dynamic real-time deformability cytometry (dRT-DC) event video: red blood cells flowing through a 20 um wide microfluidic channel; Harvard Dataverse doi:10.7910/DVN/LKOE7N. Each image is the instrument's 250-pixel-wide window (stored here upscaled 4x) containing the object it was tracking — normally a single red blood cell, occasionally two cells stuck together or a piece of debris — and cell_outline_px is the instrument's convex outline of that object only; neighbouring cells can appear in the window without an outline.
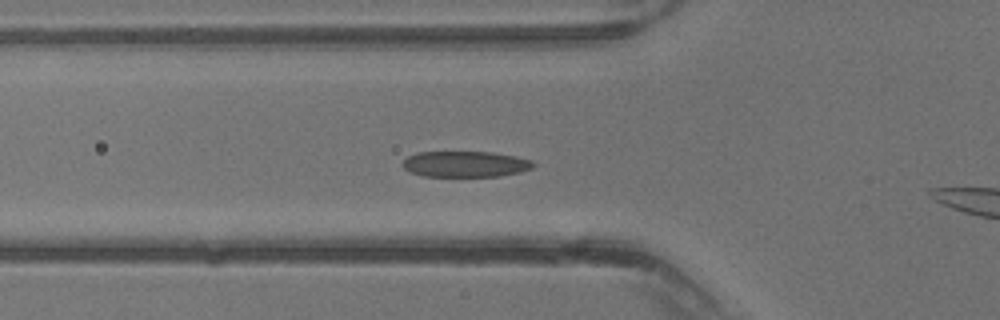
{"species": "common noctule bat (a hibernating species)", "species_latin": "Nyctalus noctula", "temperature_condition": "warm", "stored_images_in_passage": 26, "camera_frame_rate_fps": 3000, "um_per_image_px": 0.085, "animal": {"sex": "male", "body_mass_g": 13.3}, "frame": {"image": 1, "passage_image": 4, "time_ms": 1.0, "image_size_px": [1000, 320], "cell_outline_px": [[536, 164], [532, 168], [520, 172], [500, 176], [424, 176], [412, 172], [404, 168], [400, 164], [408, 156], [416, 152], [492, 152], [516, 156], [532, 160]], "centroid_in_image_um": [39.57, 13.94], "position_along_channel_um": 86.2, "area_um2": 19.77}}
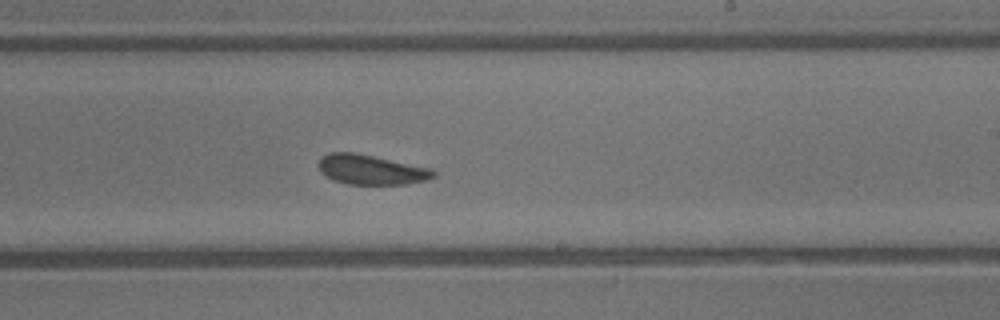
{"frame": {"image": 2, "passage_image": 14, "time_ms": 4.333, "image_size_px": [1000, 320], "cell_outline_px": [[436, 176], [428, 180], [404, 184], [348, 184], [332, 180], [320, 168], [320, 160], [328, 152], [352, 152], [432, 168], [436, 172]], "centroid_in_image_um": [31.61, 14.43], "position_along_channel_um": 257.4, "area_um2": 19.65}}
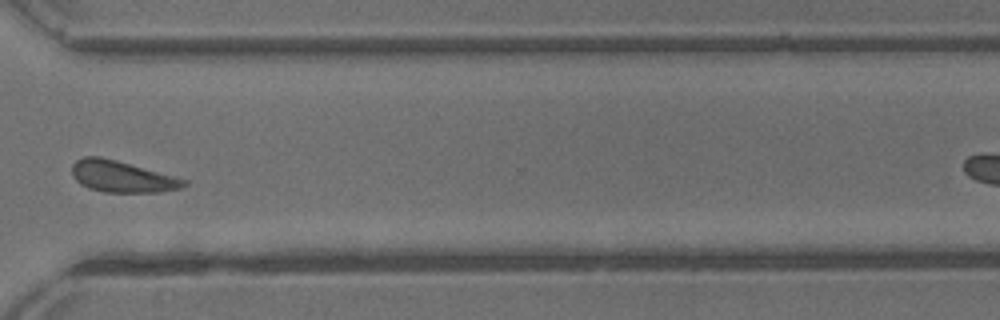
{"frame": {"image": 3, "passage_image": 20, "time_ms": 6.333, "image_size_px": [1000, 320], "cell_outline_px": [[188, 184], [184, 188], [160, 192], [104, 192], [88, 188], [80, 184], [72, 176], [72, 164], [76, 160], [84, 156], [100, 156], [116, 160], [188, 180]], "centroid_in_image_um": [10.36, 15.01], "position_along_channel_um": 360.2, "area_um2": 20.58}}